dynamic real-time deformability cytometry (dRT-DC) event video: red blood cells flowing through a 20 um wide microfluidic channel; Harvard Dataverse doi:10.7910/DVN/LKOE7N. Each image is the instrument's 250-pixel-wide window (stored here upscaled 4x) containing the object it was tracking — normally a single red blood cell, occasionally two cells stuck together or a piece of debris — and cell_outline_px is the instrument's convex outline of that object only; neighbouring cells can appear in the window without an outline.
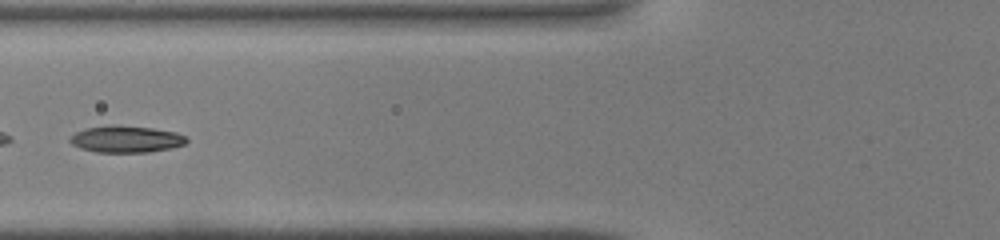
{"species": "common noctule bat (a hibernating species)", "species_latin": "Nyctalus noctula", "temperature_condition": "warm", "stored_images_in_passage": 41, "camera_frame_rate_fps": 3000, "um_per_image_px": 0.085, "animal": {"sex": "male", "body_mass_g": 19.0, "forearm_length_mm": 50.8}, "frame": {"image": 1, "passage_image": 16, "time_ms": 5.0, "image_size_px": [1000, 240], "cell_outline_px": [[188, 140], [184, 144], [168, 148], [148, 152], [96, 152], [80, 148], [72, 144], [68, 140], [76, 132], [84, 128], [112, 124], [116, 124], [152, 128], [176, 132], [184, 136]], "centroid_in_image_um": [10.67, 11.81], "position_along_channel_um": 115.1, "area_um2": 18.15}}
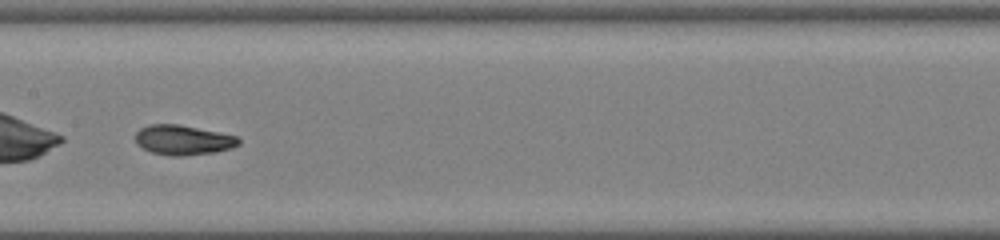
{"frame": {"image": 2, "passage_image": 21, "time_ms": 6.667, "image_size_px": [1000, 240], "cell_outline_px": [[240, 144], [232, 148], [216, 152], [184, 156], [172, 156], [152, 152], [136, 144], [136, 132], [140, 128], [148, 124], [180, 124], [236, 136], [240, 140]], "centroid_in_image_um": [15.56, 11.9], "position_along_channel_um": 191.8, "area_um2": 17.98}}
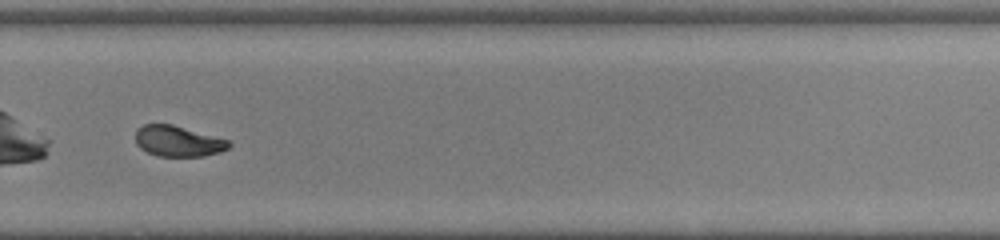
{"frame": {"image": 3, "passage_image": 29, "time_ms": 9.333, "image_size_px": [1000, 240], "cell_outline_px": [[232, 144], [228, 148], [220, 152], [204, 156], [156, 156], [140, 148], [136, 144], [136, 128], [144, 124], [172, 124], [228, 140]], "centroid_in_image_um": [15.11, 12.0], "position_along_channel_um": 314.7, "area_um2": 16.7}}